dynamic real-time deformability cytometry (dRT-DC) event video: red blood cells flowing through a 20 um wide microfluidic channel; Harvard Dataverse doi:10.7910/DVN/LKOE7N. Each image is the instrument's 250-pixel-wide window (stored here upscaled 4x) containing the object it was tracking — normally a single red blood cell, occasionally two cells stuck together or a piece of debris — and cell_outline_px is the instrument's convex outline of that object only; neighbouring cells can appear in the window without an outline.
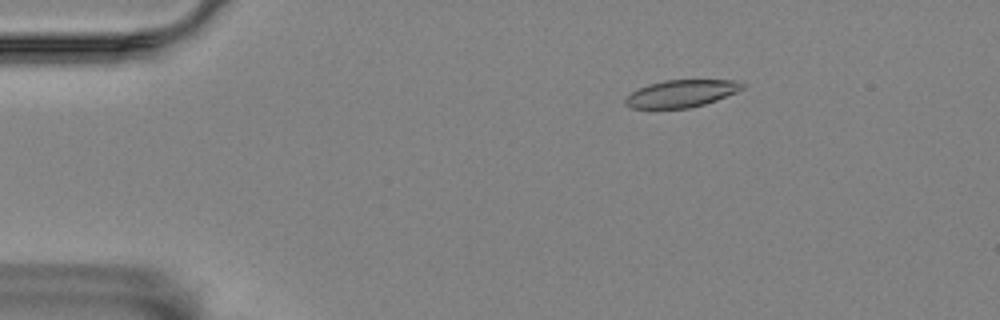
{"species": "Egyptian fruit bat (a non-hibernating species)", "species_latin": "Rousettus aegyptiacus", "temperature_condition": "room temperature", "stored_images_in_passage": 5, "segment_of_instrument_passage": [1, 2], "camera_frame_rate_fps": 3000, "um_per_image_px": 0.085, "animal": {"sex": "female"}, "frame": {"image": 1, "passage_image": 2, "time_ms": 1.0, "image_size_px": [1000, 320], "cell_outline_px": [[744, 88], [736, 92], [716, 100], [704, 104], [688, 108], [632, 108], [624, 104], [624, 100], [632, 92], [648, 84], [664, 80], [736, 80], [744, 84]], "centroid_in_image_um": [57.91, 7.94], "position_along_channel_um": 27.1, "area_um2": 18.44}}